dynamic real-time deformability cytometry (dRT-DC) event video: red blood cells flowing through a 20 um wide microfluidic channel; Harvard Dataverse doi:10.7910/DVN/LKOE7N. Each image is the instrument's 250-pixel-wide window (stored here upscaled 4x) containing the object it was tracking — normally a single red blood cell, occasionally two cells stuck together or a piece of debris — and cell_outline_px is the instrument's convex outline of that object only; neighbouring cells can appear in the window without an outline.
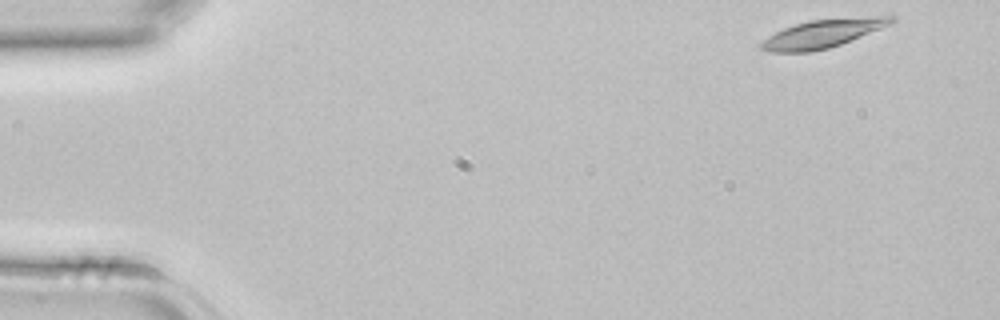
{"species": "common noctule bat (a hibernating species)", "species_latin": "Nyctalus noctula", "temperature_condition": "room temperature", "stored_images_in_passage": 41, "camera_frame_rate_fps": 3000, "um_per_image_px": 0.085, "animal": {"sex": "female", "body_mass_g": 22.7, "forearm_length_mm": 54.2}, "frame": {"image": 1, "passage_image": 1, "time_ms": 0.0, "image_size_px": [1000, 320], "cell_outline_px": [[896, 20], [892, 24], [840, 44], [828, 48], [812, 52], [768, 52], [760, 48], [760, 44], [768, 36], [784, 28], [808, 20], [876, 16], [896, 16]], "centroid_in_image_um": [69.94, 2.85], "position_along_channel_um": 15.1, "area_um2": 21.27}}
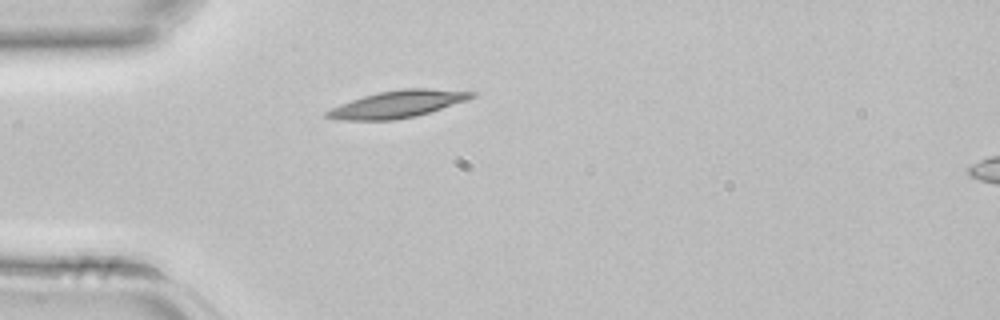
{"frame": {"image": 2, "passage_image": 10, "time_ms": 3.0, "image_size_px": [1000, 320], "cell_outline_px": [[476, 96], [468, 100], [416, 116], [396, 120], [340, 120], [324, 116], [324, 112], [340, 104], [364, 96], [380, 92], [404, 88], [428, 88], [476, 92]], "centroid_in_image_um": [33.81, 8.85], "position_along_channel_um": 51.2, "area_um2": 22.72}}
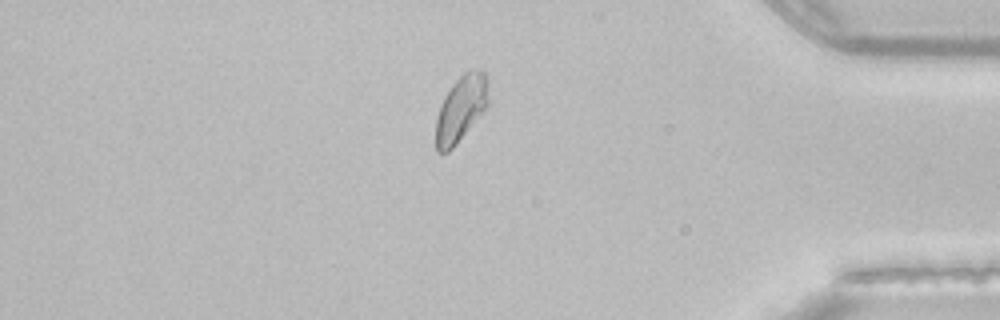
{"frame": {"image": 3, "passage_image": 35, "time_ms": 11.333, "image_size_px": [1000, 320], "cell_outline_px": [[488, 108], [456, 144], [448, 152], [436, 152], [436, 116], [440, 104], [444, 96], [452, 84], [464, 72], [472, 68], [484, 72], [488, 76]], "centroid_in_image_um": [39.2, 9.22], "position_along_channel_um": 396.0, "area_um2": 20.58}}